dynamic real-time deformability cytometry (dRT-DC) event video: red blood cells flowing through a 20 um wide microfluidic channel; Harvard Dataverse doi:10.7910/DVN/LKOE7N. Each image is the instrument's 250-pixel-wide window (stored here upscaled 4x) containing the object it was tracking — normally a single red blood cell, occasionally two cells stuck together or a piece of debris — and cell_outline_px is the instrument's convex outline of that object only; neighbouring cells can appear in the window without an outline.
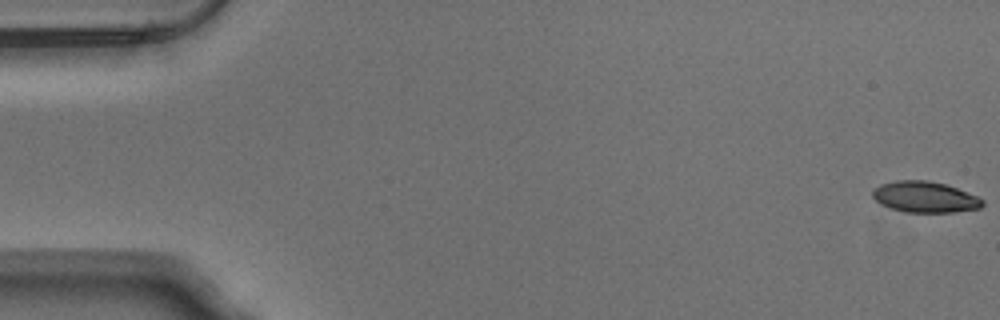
{"species": "Egyptian fruit bat (a non-hibernating species)", "species_latin": "Rousettus aegyptiacus", "temperature_condition": "warm", "stored_images_in_passage": 54, "camera_frame_rate_fps": 3000, "um_per_image_px": 0.085, "animal": {"sex": "male"}, "frame": {"image": 1, "passage_image": 1, "time_ms": 0.0, "image_size_px": [1000, 320], "cell_outline_px": [[984, 204], [980, 208], [952, 212], [904, 212], [880, 204], [872, 196], [872, 192], [880, 184], [896, 180], [928, 180], [944, 184], [968, 192], [984, 200]], "centroid_in_image_um": [78.61, 16.74], "position_along_channel_um": 6.4, "area_um2": 19.77}}
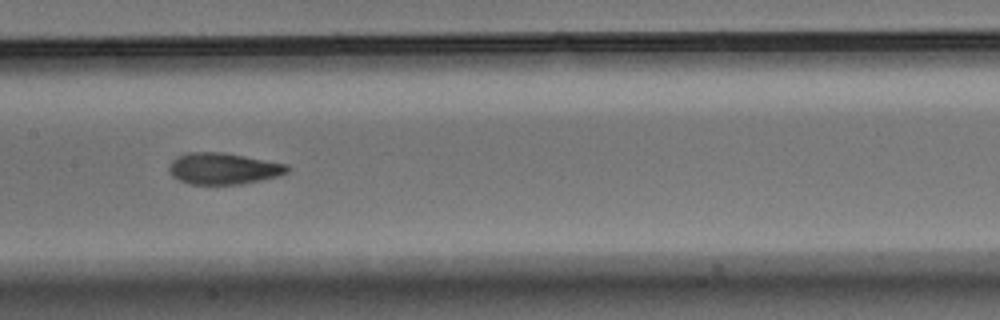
{"frame": {"image": 2, "passage_image": 27, "time_ms": 8.667, "image_size_px": [1000, 320], "cell_outline_px": [[288, 172], [276, 176], [240, 184], [188, 184], [172, 176], [168, 168], [168, 164], [176, 156], [188, 152], [224, 152], [288, 164]], "centroid_in_image_um": [18.93, 14.31], "position_along_channel_um": 188.5, "area_um2": 21.62}}
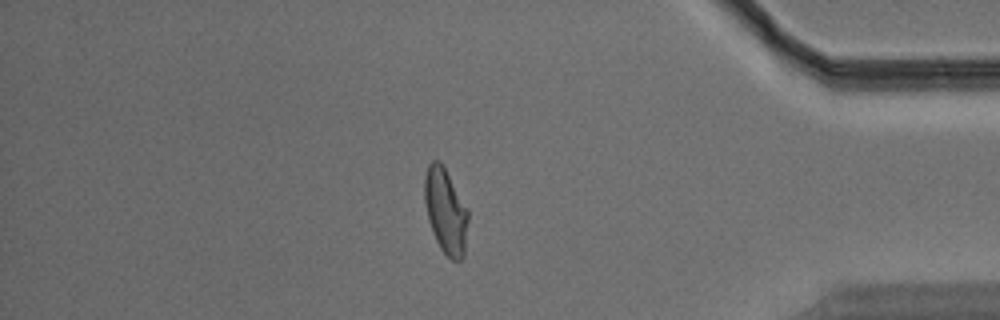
{"frame": {"image": 3, "passage_image": 46, "time_ms": 15.0, "image_size_px": [1000, 320], "cell_outline_px": [[468, 220], [464, 256], [460, 260], [452, 260], [440, 248], [432, 232], [428, 220], [424, 200], [424, 176], [428, 164], [432, 160], [440, 160], [444, 164], [468, 208]], "centroid_in_image_um": [37.87, 17.88], "position_along_channel_um": 397.3, "area_um2": 22.08}, "authors_computed_cell_mechanics": {"area_um2": 21.6461, "velocity_mm_per_s": 3.8074, "shape_relaxation_time_tau1_ms": 5.1805, "shape_relaxation_time_tau2_ms": 1.9145, "deformation_change_tau1": 0.1876, "deformation_change_tau2": 0.0873}}